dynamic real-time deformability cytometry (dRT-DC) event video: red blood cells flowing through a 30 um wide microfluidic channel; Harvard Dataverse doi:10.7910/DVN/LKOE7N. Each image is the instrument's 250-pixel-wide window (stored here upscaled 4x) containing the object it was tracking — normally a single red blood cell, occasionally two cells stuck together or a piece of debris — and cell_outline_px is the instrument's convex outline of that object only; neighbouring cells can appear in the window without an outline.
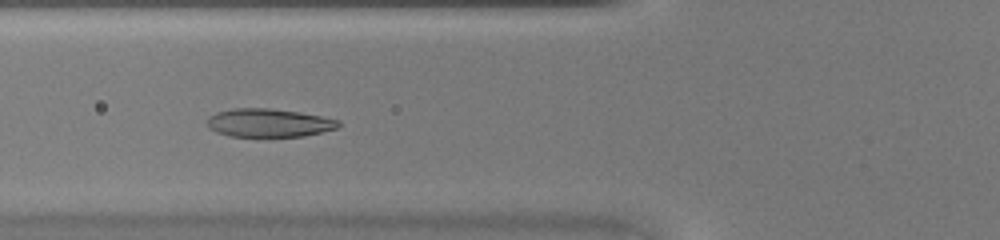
{"species": "common noctule bat (a hibernating species)", "species_latin": "Nyctalus noctula", "temperature_condition": "warm", "stored_images_in_passage": 45, "camera_frame_rate_fps": 3000, "um_per_image_px": 0.085, "animal": {"sex": "female", "body_mass_g": 20.0, "forearm_length_mm": 54.0}, "frame": {"image": 1, "passage_image": 16, "time_ms": 5.0, "image_size_px": [1000, 240], "cell_outline_px": [[340, 124], [336, 128], [304, 136], [228, 136], [216, 132], [208, 128], [208, 116], [216, 112], [232, 108], [268, 108], [300, 112], [340, 120]], "centroid_in_image_um": [22.81, 10.43], "position_along_channel_um": 103.0, "area_um2": 21.62}}
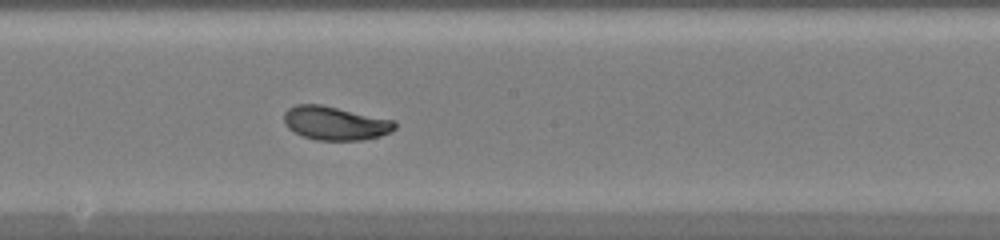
{"frame": {"image": 2, "passage_image": 24, "time_ms": 7.667, "image_size_px": [1000, 240], "cell_outline_px": [[396, 128], [380, 136], [360, 140], [316, 140], [304, 136], [288, 128], [284, 124], [284, 112], [288, 108], [296, 104], [320, 104], [396, 120]], "centroid_in_image_um": [28.49, 10.46], "position_along_channel_um": 219.7, "area_um2": 21.73}}
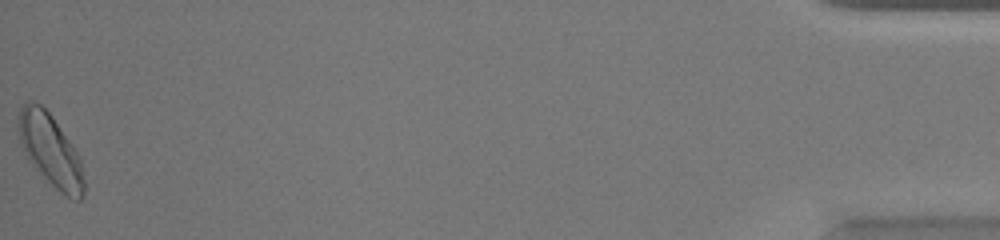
{"frame": {"image": 3, "passage_image": 45, "time_ms": 14.667, "image_size_px": [1000, 240], "cell_outline_px": [[84, 196], [80, 200], [76, 200], [64, 196], [28, 160], [20, 144], [16, 128], [16, 120], [20, 108], [28, 100], [32, 100], [40, 104], [52, 116], [72, 144], [80, 160], [84, 180]], "centroid_in_image_um": [4.25, 12.74], "position_along_channel_um": 431.0, "area_um2": 27.57}}